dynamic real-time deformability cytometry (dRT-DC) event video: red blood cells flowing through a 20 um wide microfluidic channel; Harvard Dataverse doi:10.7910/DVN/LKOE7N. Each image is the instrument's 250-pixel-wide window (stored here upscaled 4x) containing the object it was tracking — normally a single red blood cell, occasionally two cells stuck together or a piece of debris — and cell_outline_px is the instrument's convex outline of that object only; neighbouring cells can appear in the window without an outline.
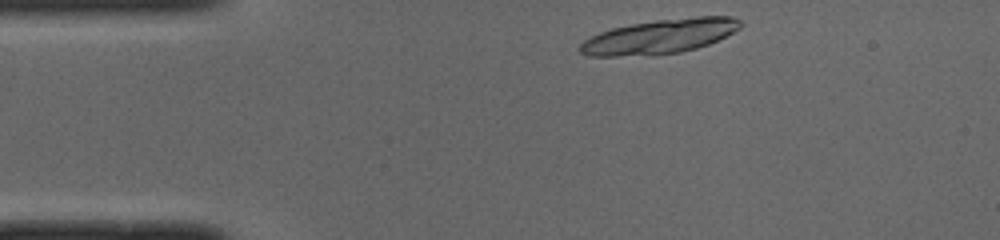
{"species": "common noctule bat (a hibernating species)", "species_latin": "Nyctalus noctula", "temperature_condition": "cold", "stored_images_in_passage": 9, "camera_frame_rate_fps": 3000, "um_per_image_px": 0.085, "animal": {"sex": "male", "body_mass_g": 19.0, "forearm_length_mm": 50.8}, "frame": {"image": 1, "passage_image": 1, "time_ms": 0.0, "image_size_px": [1000, 240], "cell_outline_px": [[744, 24], [740, 28], [708, 44], [696, 48], [680, 52], [652, 56], [588, 56], [580, 52], [580, 44], [584, 40], [600, 32], [612, 28], [632, 24], [656, 20], [696, 16], [732, 16], [740, 20]], "centroid_in_image_um": [56.08, 3.1], "position_along_channel_um": 28.9, "area_um2": 32.19}}